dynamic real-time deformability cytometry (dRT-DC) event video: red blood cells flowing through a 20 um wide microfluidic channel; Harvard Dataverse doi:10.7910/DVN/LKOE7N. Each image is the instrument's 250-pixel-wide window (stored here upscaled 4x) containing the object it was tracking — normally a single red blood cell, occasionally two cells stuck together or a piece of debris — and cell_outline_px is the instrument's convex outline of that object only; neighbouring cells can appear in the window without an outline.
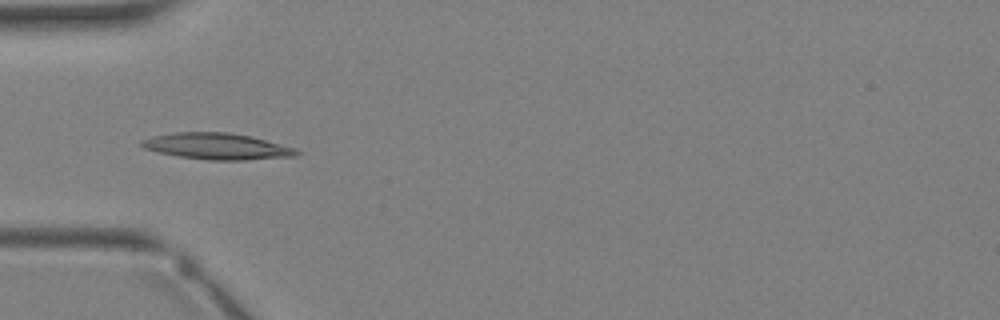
{"species": "Egyptian fruit bat (a non-hibernating species)", "species_latin": "Rousettus aegyptiacus", "temperature_condition": "warm", "stored_images_in_passage": 3, "camera_frame_rate_fps": 3000, "um_per_image_px": 0.085, "animal": {"sex": "female"}, "frame": {"image": 1, "passage_image": 3, "time_ms": 2.333, "image_size_px": [1000, 320], "cell_outline_px": [[304, 152], [296, 156], [244, 160], [208, 160], [180, 156], [160, 152], [144, 148], [140, 144], [140, 140], [152, 136], [172, 132], [228, 132], [252, 136], [296, 148]], "centroid_in_image_um": [18.49, 12.43], "position_along_channel_um": 66.5, "area_um2": 23.87}}